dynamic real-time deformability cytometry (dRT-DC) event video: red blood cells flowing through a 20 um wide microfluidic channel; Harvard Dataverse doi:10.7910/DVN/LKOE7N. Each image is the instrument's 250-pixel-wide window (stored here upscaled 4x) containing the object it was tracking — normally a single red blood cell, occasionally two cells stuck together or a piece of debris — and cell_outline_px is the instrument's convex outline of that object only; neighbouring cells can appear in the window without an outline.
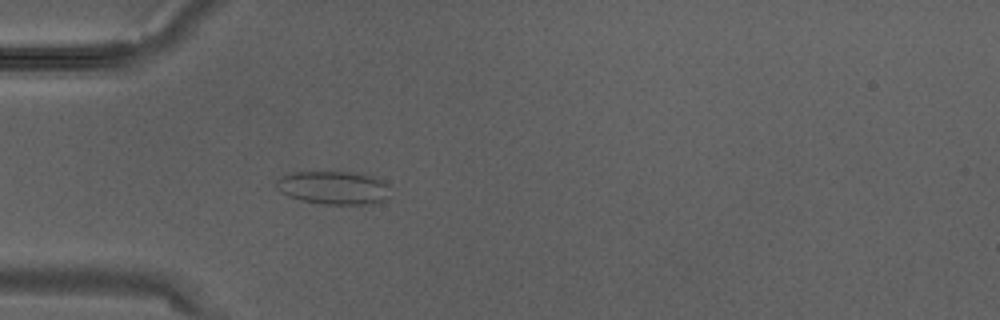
{"species": "Egyptian fruit bat (a non-hibernating species)", "species_latin": "Rousettus aegyptiacus", "temperature_condition": "warm", "stored_images_in_passage": 2, "camera_frame_rate_fps": 3000, "um_per_image_px": 0.085, "animal": {"sex": "male"}, "frame": {"image": 1, "passage_image": 2, "time_ms": 0.333, "image_size_px": [1000, 320], "cell_outline_px": [[388, 184], [384, 200], [368, 204], [324, 204], [300, 200], [288, 196], [280, 192], [276, 188], [276, 180], [292, 172], [356, 172], [372, 176], [384, 180]], "centroid_in_image_um": [28.31, 15.95], "position_along_channel_um": 56.7, "area_um2": 21.96}}